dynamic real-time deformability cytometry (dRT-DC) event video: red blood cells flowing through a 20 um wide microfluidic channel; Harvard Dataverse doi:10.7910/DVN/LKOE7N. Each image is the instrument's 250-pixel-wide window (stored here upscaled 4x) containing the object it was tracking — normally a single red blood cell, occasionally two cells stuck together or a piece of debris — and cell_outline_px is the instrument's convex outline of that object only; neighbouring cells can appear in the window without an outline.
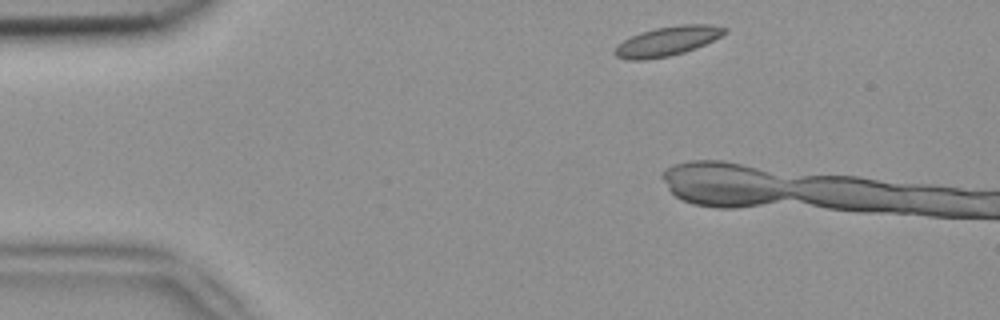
{"species": "common noctule bat (a hibernating species)", "species_latin": "Nyctalus noctula", "temperature_condition": "room temperature", "stored_images_in_passage": 7, "camera_frame_rate_fps": 3000, "um_per_image_px": 0.085, "animal": {"sex": "female", "body_mass_g": 18.4}, "frame": {"image": 1, "passage_image": 3, "time_ms": 0.667, "image_size_px": [1000, 320], "cell_outline_px": [[728, 32], [696, 48], [684, 52], [668, 56], [644, 60], [624, 60], [616, 56], [612, 52], [616, 44], [640, 32], [656, 28], [680, 24], [712, 24], [728, 28]], "centroid_in_image_um": [56.7, 3.5], "position_along_channel_um": 28.3, "area_um2": 18.96}}